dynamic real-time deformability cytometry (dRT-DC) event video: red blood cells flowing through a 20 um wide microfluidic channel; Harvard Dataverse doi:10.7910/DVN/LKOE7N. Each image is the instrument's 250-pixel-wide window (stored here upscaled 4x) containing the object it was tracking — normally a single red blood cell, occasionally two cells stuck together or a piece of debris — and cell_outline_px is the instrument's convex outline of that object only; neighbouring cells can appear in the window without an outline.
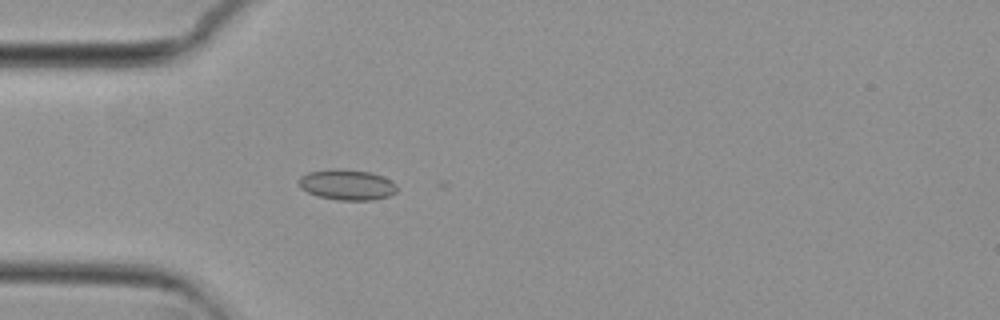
{"species": "common noctule bat (a hibernating species)", "species_latin": "Nyctalus noctula", "temperature_condition": "cold", "stored_images_in_passage": 44, "camera_frame_rate_fps": 3000, "um_per_image_px": 0.085, "animal": {"sex": "female", "body_mass_g": 29.2, "forearm_length_mm": 56.3}, "frame": {"image": 1, "passage_image": 4, "time_ms": 1.0, "image_size_px": [1000, 320], "cell_outline_px": [[396, 192], [388, 196], [372, 200], [336, 200], [316, 196], [300, 188], [300, 176], [308, 172], [332, 168], [372, 172], [392, 180], [396, 184]], "centroid_in_image_um": [29.5, 15.7], "position_along_channel_um": 55.5, "area_um2": 17.57}}
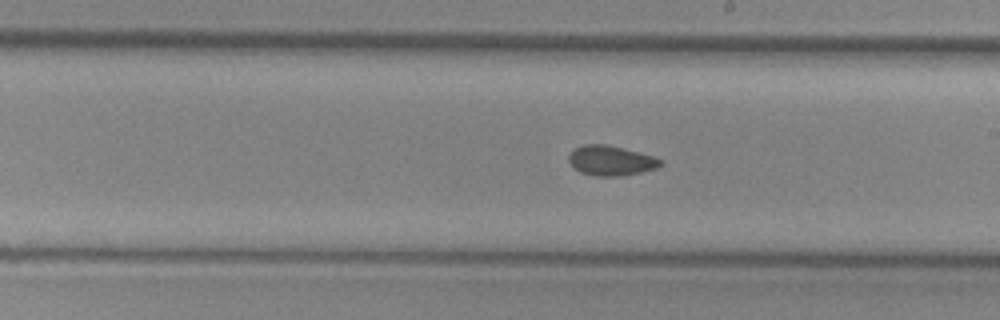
{"frame": {"image": 2, "passage_image": 19, "time_ms": 6.0, "image_size_px": [1000, 320], "cell_outline_px": [[664, 164], [656, 168], [640, 172], [620, 176], [596, 176], [580, 172], [568, 160], [568, 156], [576, 148], [584, 144], [604, 144], [652, 156], [664, 160]], "centroid_in_image_um": [51.94, 13.66], "position_along_channel_um": 237.1, "area_um2": 15.66}}
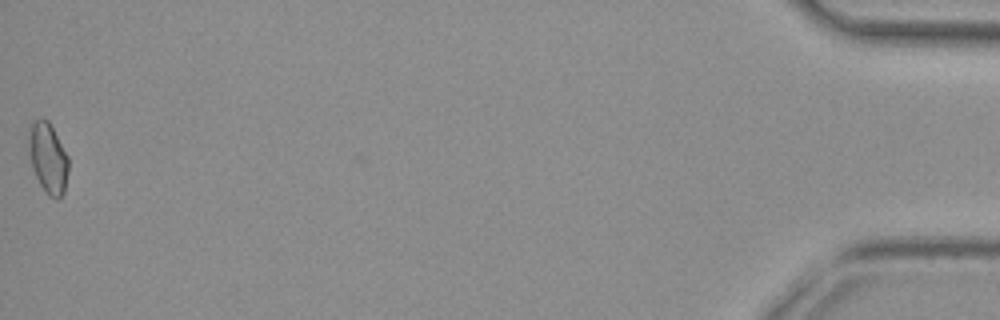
{"frame": {"image": 3, "passage_image": 43, "time_ms": 14.0, "image_size_px": [1000, 320], "cell_outline_px": [[68, 172], [64, 192], [56, 200], [48, 196], [44, 192], [32, 168], [28, 144], [28, 128], [32, 120], [44, 116], [48, 120], [68, 156]], "centroid_in_image_um": [4.06, 13.4], "position_along_channel_um": 431.1, "area_um2": 16.59}}